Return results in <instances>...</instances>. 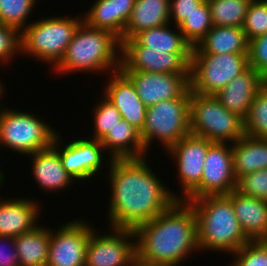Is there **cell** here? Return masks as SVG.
<instances>
[{
  "mask_svg": "<svg viewBox=\"0 0 267 266\" xmlns=\"http://www.w3.org/2000/svg\"><path fill=\"white\" fill-rule=\"evenodd\" d=\"M107 170L108 174L101 173L110 184L107 227L135 230L179 200V194L164 184L146 156L112 159Z\"/></svg>",
  "mask_w": 267,
  "mask_h": 266,
  "instance_id": "1",
  "label": "cell"
},
{
  "mask_svg": "<svg viewBox=\"0 0 267 266\" xmlns=\"http://www.w3.org/2000/svg\"><path fill=\"white\" fill-rule=\"evenodd\" d=\"M134 231L136 256L146 262L180 266L188 257L190 259L194 253L200 252L196 214L191 204L184 200H176Z\"/></svg>",
  "mask_w": 267,
  "mask_h": 266,
  "instance_id": "2",
  "label": "cell"
},
{
  "mask_svg": "<svg viewBox=\"0 0 267 266\" xmlns=\"http://www.w3.org/2000/svg\"><path fill=\"white\" fill-rule=\"evenodd\" d=\"M121 42L112 32L89 27L84 21L76 30L55 75L110 73L120 70Z\"/></svg>",
  "mask_w": 267,
  "mask_h": 266,
  "instance_id": "3",
  "label": "cell"
},
{
  "mask_svg": "<svg viewBox=\"0 0 267 266\" xmlns=\"http://www.w3.org/2000/svg\"><path fill=\"white\" fill-rule=\"evenodd\" d=\"M184 201L196 214L199 251L232 255L249 242L235 215L231 192Z\"/></svg>",
  "mask_w": 267,
  "mask_h": 266,
  "instance_id": "4",
  "label": "cell"
},
{
  "mask_svg": "<svg viewBox=\"0 0 267 266\" xmlns=\"http://www.w3.org/2000/svg\"><path fill=\"white\" fill-rule=\"evenodd\" d=\"M39 17L21 32V55L51 66L53 70L62 60L73 36L83 22V15H51Z\"/></svg>",
  "mask_w": 267,
  "mask_h": 266,
  "instance_id": "5",
  "label": "cell"
},
{
  "mask_svg": "<svg viewBox=\"0 0 267 266\" xmlns=\"http://www.w3.org/2000/svg\"><path fill=\"white\" fill-rule=\"evenodd\" d=\"M9 107L0 106L1 150L9 149L10 153L26 157L52 146L58 133L56 127H52L40 114Z\"/></svg>",
  "mask_w": 267,
  "mask_h": 266,
  "instance_id": "6",
  "label": "cell"
},
{
  "mask_svg": "<svg viewBox=\"0 0 267 266\" xmlns=\"http://www.w3.org/2000/svg\"><path fill=\"white\" fill-rule=\"evenodd\" d=\"M189 134L190 88L179 98L163 100L147 108L140 132L147 153L154 141L166 152Z\"/></svg>",
  "mask_w": 267,
  "mask_h": 266,
  "instance_id": "7",
  "label": "cell"
},
{
  "mask_svg": "<svg viewBox=\"0 0 267 266\" xmlns=\"http://www.w3.org/2000/svg\"><path fill=\"white\" fill-rule=\"evenodd\" d=\"M190 133L211 142L233 144L244 133V120L226 109L214 95L190 90Z\"/></svg>",
  "mask_w": 267,
  "mask_h": 266,
  "instance_id": "8",
  "label": "cell"
},
{
  "mask_svg": "<svg viewBox=\"0 0 267 266\" xmlns=\"http://www.w3.org/2000/svg\"><path fill=\"white\" fill-rule=\"evenodd\" d=\"M248 67V54L192 53L190 90L193 93L215 95Z\"/></svg>",
  "mask_w": 267,
  "mask_h": 266,
  "instance_id": "9",
  "label": "cell"
},
{
  "mask_svg": "<svg viewBox=\"0 0 267 266\" xmlns=\"http://www.w3.org/2000/svg\"><path fill=\"white\" fill-rule=\"evenodd\" d=\"M82 137L77 136L76 139H70L68 142L58 132L52 146L59 153L65 170L76 182L83 181L82 183L85 184V180L88 181L87 183L93 178L96 180L103 168L105 169L104 165L108 169L112 158L108 157L99 140L87 138V134Z\"/></svg>",
  "mask_w": 267,
  "mask_h": 266,
  "instance_id": "10",
  "label": "cell"
},
{
  "mask_svg": "<svg viewBox=\"0 0 267 266\" xmlns=\"http://www.w3.org/2000/svg\"><path fill=\"white\" fill-rule=\"evenodd\" d=\"M105 229L108 231L102 232L95 226L92 230L85 266H130L136 256L135 231L107 226Z\"/></svg>",
  "mask_w": 267,
  "mask_h": 266,
  "instance_id": "11",
  "label": "cell"
},
{
  "mask_svg": "<svg viewBox=\"0 0 267 266\" xmlns=\"http://www.w3.org/2000/svg\"><path fill=\"white\" fill-rule=\"evenodd\" d=\"M84 219L73 218L57 230L50 228L46 266H85L88 241L95 227Z\"/></svg>",
  "mask_w": 267,
  "mask_h": 266,
  "instance_id": "12",
  "label": "cell"
},
{
  "mask_svg": "<svg viewBox=\"0 0 267 266\" xmlns=\"http://www.w3.org/2000/svg\"><path fill=\"white\" fill-rule=\"evenodd\" d=\"M236 187L232 144L213 142L206 153L201 182L183 200L227 195Z\"/></svg>",
  "mask_w": 267,
  "mask_h": 266,
  "instance_id": "13",
  "label": "cell"
},
{
  "mask_svg": "<svg viewBox=\"0 0 267 266\" xmlns=\"http://www.w3.org/2000/svg\"><path fill=\"white\" fill-rule=\"evenodd\" d=\"M192 53L149 50L134 38L121 41V71L190 74Z\"/></svg>",
  "mask_w": 267,
  "mask_h": 266,
  "instance_id": "14",
  "label": "cell"
},
{
  "mask_svg": "<svg viewBox=\"0 0 267 266\" xmlns=\"http://www.w3.org/2000/svg\"><path fill=\"white\" fill-rule=\"evenodd\" d=\"M212 143L206 138L190 133L163 152L168 154L167 157L174 160L172 164L176 165L178 184L182 190L179 200H183L201 182L204 160Z\"/></svg>",
  "mask_w": 267,
  "mask_h": 266,
  "instance_id": "15",
  "label": "cell"
},
{
  "mask_svg": "<svg viewBox=\"0 0 267 266\" xmlns=\"http://www.w3.org/2000/svg\"><path fill=\"white\" fill-rule=\"evenodd\" d=\"M134 84L143 104H154L182 96L190 88V74L122 71Z\"/></svg>",
  "mask_w": 267,
  "mask_h": 266,
  "instance_id": "16",
  "label": "cell"
},
{
  "mask_svg": "<svg viewBox=\"0 0 267 266\" xmlns=\"http://www.w3.org/2000/svg\"><path fill=\"white\" fill-rule=\"evenodd\" d=\"M107 76V84L101 91L103 96L117 108L123 120L141 132L147 107L138 96L134 84L121 70Z\"/></svg>",
  "mask_w": 267,
  "mask_h": 266,
  "instance_id": "17",
  "label": "cell"
},
{
  "mask_svg": "<svg viewBox=\"0 0 267 266\" xmlns=\"http://www.w3.org/2000/svg\"><path fill=\"white\" fill-rule=\"evenodd\" d=\"M33 199L0 197V236L15 238L40 225L42 202Z\"/></svg>",
  "mask_w": 267,
  "mask_h": 266,
  "instance_id": "18",
  "label": "cell"
},
{
  "mask_svg": "<svg viewBox=\"0 0 267 266\" xmlns=\"http://www.w3.org/2000/svg\"><path fill=\"white\" fill-rule=\"evenodd\" d=\"M26 157L30 158L31 175L41 191H49L54 196L55 192L61 194L59 191L70 189L73 183L78 184L63 167L59 153L53 146Z\"/></svg>",
  "mask_w": 267,
  "mask_h": 266,
  "instance_id": "19",
  "label": "cell"
},
{
  "mask_svg": "<svg viewBox=\"0 0 267 266\" xmlns=\"http://www.w3.org/2000/svg\"><path fill=\"white\" fill-rule=\"evenodd\" d=\"M83 11V21L92 28L112 32L120 42L135 0H95Z\"/></svg>",
  "mask_w": 267,
  "mask_h": 266,
  "instance_id": "20",
  "label": "cell"
},
{
  "mask_svg": "<svg viewBox=\"0 0 267 266\" xmlns=\"http://www.w3.org/2000/svg\"><path fill=\"white\" fill-rule=\"evenodd\" d=\"M261 79L262 76L258 72L248 67L214 96L226 109L244 120L251 103L260 92Z\"/></svg>",
  "mask_w": 267,
  "mask_h": 266,
  "instance_id": "21",
  "label": "cell"
},
{
  "mask_svg": "<svg viewBox=\"0 0 267 266\" xmlns=\"http://www.w3.org/2000/svg\"><path fill=\"white\" fill-rule=\"evenodd\" d=\"M239 225L249 241H267V201L231 191Z\"/></svg>",
  "mask_w": 267,
  "mask_h": 266,
  "instance_id": "22",
  "label": "cell"
},
{
  "mask_svg": "<svg viewBox=\"0 0 267 266\" xmlns=\"http://www.w3.org/2000/svg\"><path fill=\"white\" fill-rule=\"evenodd\" d=\"M100 143L112 159L142 158L148 154L140 132L123 119L107 132Z\"/></svg>",
  "mask_w": 267,
  "mask_h": 266,
  "instance_id": "23",
  "label": "cell"
},
{
  "mask_svg": "<svg viewBox=\"0 0 267 266\" xmlns=\"http://www.w3.org/2000/svg\"><path fill=\"white\" fill-rule=\"evenodd\" d=\"M171 23L170 0H135L122 40L133 38L139 32Z\"/></svg>",
  "mask_w": 267,
  "mask_h": 266,
  "instance_id": "24",
  "label": "cell"
},
{
  "mask_svg": "<svg viewBox=\"0 0 267 266\" xmlns=\"http://www.w3.org/2000/svg\"><path fill=\"white\" fill-rule=\"evenodd\" d=\"M249 41L242 27L214 26L192 48V53H239L248 54Z\"/></svg>",
  "mask_w": 267,
  "mask_h": 266,
  "instance_id": "25",
  "label": "cell"
},
{
  "mask_svg": "<svg viewBox=\"0 0 267 266\" xmlns=\"http://www.w3.org/2000/svg\"><path fill=\"white\" fill-rule=\"evenodd\" d=\"M234 175L241 176L267 168V138L244 135L232 144Z\"/></svg>",
  "mask_w": 267,
  "mask_h": 266,
  "instance_id": "26",
  "label": "cell"
},
{
  "mask_svg": "<svg viewBox=\"0 0 267 266\" xmlns=\"http://www.w3.org/2000/svg\"><path fill=\"white\" fill-rule=\"evenodd\" d=\"M20 266H46L50 243V227L35 229L14 238Z\"/></svg>",
  "mask_w": 267,
  "mask_h": 266,
  "instance_id": "27",
  "label": "cell"
},
{
  "mask_svg": "<svg viewBox=\"0 0 267 266\" xmlns=\"http://www.w3.org/2000/svg\"><path fill=\"white\" fill-rule=\"evenodd\" d=\"M133 38L141 46L149 47V50H169V53H192V46L185 40L179 26H173L172 23L143 30Z\"/></svg>",
  "mask_w": 267,
  "mask_h": 266,
  "instance_id": "28",
  "label": "cell"
},
{
  "mask_svg": "<svg viewBox=\"0 0 267 266\" xmlns=\"http://www.w3.org/2000/svg\"><path fill=\"white\" fill-rule=\"evenodd\" d=\"M214 26L243 27L252 0H207Z\"/></svg>",
  "mask_w": 267,
  "mask_h": 266,
  "instance_id": "29",
  "label": "cell"
},
{
  "mask_svg": "<svg viewBox=\"0 0 267 266\" xmlns=\"http://www.w3.org/2000/svg\"><path fill=\"white\" fill-rule=\"evenodd\" d=\"M213 27L208 1L204 0L194 12L179 25L185 40L193 47L207 35Z\"/></svg>",
  "mask_w": 267,
  "mask_h": 266,
  "instance_id": "30",
  "label": "cell"
},
{
  "mask_svg": "<svg viewBox=\"0 0 267 266\" xmlns=\"http://www.w3.org/2000/svg\"><path fill=\"white\" fill-rule=\"evenodd\" d=\"M38 0H0V24L17 28L22 32L33 20H29ZM36 4V5H35Z\"/></svg>",
  "mask_w": 267,
  "mask_h": 266,
  "instance_id": "31",
  "label": "cell"
},
{
  "mask_svg": "<svg viewBox=\"0 0 267 266\" xmlns=\"http://www.w3.org/2000/svg\"><path fill=\"white\" fill-rule=\"evenodd\" d=\"M100 98L96 99L99 100L98 103L96 102L91 108L93 117L91 124L94 130L91 128L92 134L88 137L99 141L122 119L120 112L109 100L103 95Z\"/></svg>",
  "mask_w": 267,
  "mask_h": 266,
  "instance_id": "32",
  "label": "cell"
},
{
  "mask_svg": "<svg viewBox=\"0 0 267 266\" xmlns=\"http://www.w3.org/2000/svg\"><path fill=\"white\" fill-rule=\"evenodd\" d=\"M244 133L254 138H267V98L259 92L244 119Z\"/></svg>",
  "mask_w": 267,
  "mask_h": 266,
  "instance_id": "33",
  "label": "cell"
},
{
  "mask_svg": "<svg viewBox=\"0 0 267 266\" xmlns=\"http://www.w3.org/2000/svg\"><path fill=\"white\" fill-rule=\"evenodd\" d=\"M248 41L267 33V0H252L243 24Z\"/></svg>",
  "mask_w": 267,
  "mask_h": 266,
  "instance_id": "34",
  "label": "cell"
},
{
  "mask_svg": "<svg viewBox=\"0 0 267 266\" xmlns=\"http://www.w3.org/2000/svg\"><path fill=\"white\" fill-rule=\"evenodd\" d=\"M231 256L228 266H267V241H249Z\"/></svg>",
  "mask_w": 267,
  "mask_h": 266,
  "instance_id": "35",
  "label": "cell"
},
{
  "mask_svg": "<svg viewBox=\"0 0 267 266\" xmlns=\"http://www.w3.org/2000/svg\"><path fill=\"white\" fill-rule=\"evenodd\" d=\"M19 54H21V32L17 28L0 24V66L9 67L12 60L14 61L17 55L20 56Z\"/></svg>",
  "mask_w": 267,
  "mask_h": 266,
  "instance_id": "36",
  "label": "cell"
},
{
  "mask_svg": "<svg viewBox=\"0 0 267 266\" xmlns=\"http://www.w3.org/2000/svg\"><path fill=\"white\" fill-rule=\"evenodd\" d=\"M236 190L243 195L267 201V168L241 176Z\"/></svg>",
  "mask_w": 267,
  "mask_h": 266,
  "instance_id": "37",
  "label": "cell"
},
{
  "mask_svg": "<svg viewBox=\"0 0 267 266\" xmlns=\"http://www.w3.org/2000/svg\"><path fill=\"white\" fill-rule=\"evenodd\" d=\"M248 65L261 76L267 73V33L249 41Z\"/></svg>",
  "mask_w": 267,
  "mask_h": 266,
  "instance_id": "38",
  "label": "cell"
},
{
  "mask_svg": "<svg viewBox=\"0 0 267 266\" xmlns=\"http://www.w3.org/2000/svg\"><path fill=\"white\" fill-rule=\"evenodd\" d=\"M204 0H170V20L179 26Z\"/></svg>",
  "mask_w": 267,
  "mask_h": 266,
  "instance_id": "39",
  "label": "cell"
},
{
  "mask_svg": "<svg viewBox=\"0 0 267 266\" xmlns=\"http://www.w3.org/2000/svg\"><path fill=\"white\" fill-rule=\"evenodd\" d=\"M0 266H20L13 237L0 236Z\"/></svg>",
  "mask_w": 267,
  "mask_h": 266,
  "instance_id": "40",
  "label": "cell"
},
{
  "mask_svg": "<svg viewBox=\"0 0 267 266\" xmlns=\"http://www.w3.org/2000/svg\"><path fill=\"white\" fill-rule=\"evenodd\" d=\"M130 266H166V265L146 262V261H143L142 259H140L138 256H135L133 258Z\"/></svg>",
  "mask_w": 267,
  "mask_h": 266,
  "instance_id": "41",
  "label": "cell"
},
{
  "mask_svg": "<svg viewBox=\"0 0 267 266\" xmlns=\"http://www.w3.org/2000/svg\"><path fill=\"white\" fill-rule=\"evenodd\" d=\"M260 92L267 98V82L263 78L260 81Z\"/></svg>",
  "mask_w": 267,
  "mask_h": 266,
  "instance_id": "42",
  "label": "cell"
},
{
  "mask_svg": "<svg viewBox=\"0 0 267 266\" xmlns=\"http://www.w3.org/2000/svg\"><path fill=\"white\" fill-rule=\"evenodd\" d=\"M0 163H1V161H0ZM4 173H5V171H3V168L0 165V191L1 192H3L2 191V188H4V185H5L4 183L6 182V179H5V176H4L5 174Z\"/></svg>",
  "mask_w": 267,
  "mask_h": 266,
  "instance_id": "43",
  "label": "cell"
},
{
  "mask_svg": "<svg viewBox=\"0 0 267 266\" xmlns=\"http://www.w3.org/2000/svg\"><path fill=\"white\" fill-rule=\"evenodd\" d=\"M3 84L5 85V83L0 80V101H2V98L6 97V96H4V94H5V92H7V91H5L6 86H4ZM0 103H1L0 104V106H1L3 103L2 102H0Z\"/></svg>",
  "mask_w": 267,
  "mask_h": 266,
  "instance_id": "44",
  "label": "cell"
},
{
  "mask_svg": "<svg viewBox=\"0 0 267 266\" xmlns=\"http://www.w3.org/2000/svg\"><path fill=\"white\" fill-rule=\"evenodd\" d=\"M262 78L267 82V73H265Z\"/></svg>",
  "mask_w": 267,
  "mask_h": 266,
  "instance_id": "45",
  "label": "cell"
}]
</instances>
